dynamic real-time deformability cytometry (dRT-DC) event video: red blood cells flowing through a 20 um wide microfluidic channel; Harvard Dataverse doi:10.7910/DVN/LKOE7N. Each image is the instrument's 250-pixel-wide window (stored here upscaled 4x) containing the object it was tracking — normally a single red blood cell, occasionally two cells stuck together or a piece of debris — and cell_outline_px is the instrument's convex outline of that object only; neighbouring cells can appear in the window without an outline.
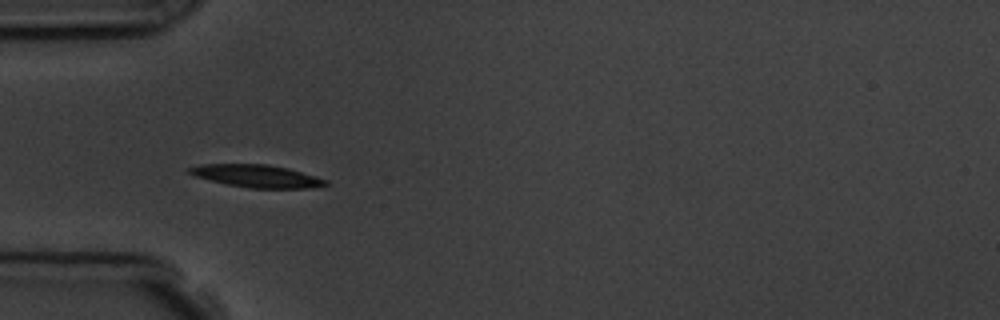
{"species": "common noctule bat (a hibernating species)", "species_latin": "Nyctalus noctula", "temperature_condition": "room temperature", "stored_images_in_passage": 4, "camera_frame_rate_fps": 3000, "um_per_image_px": 0.085, "animal": {"sex": "male", "body_mass_g": 19.5, "forearm_length_mm": 54.6}, "frame": {"image": 1, "passage_image": 3, "time_ms": 3.333, "image_size_px": [1000, 320], "cell_outline_px": [[328, 184], [312, 188], [248, 188], [224, 184], [196, 176], [188, 172], [188, 168], [200, 164], [268, 164], [288, 168], [316, 176], [328, 180]], "centroid_in_image_um": [21.84, 14.96], "position_along_channel_um": 63.2, "area_um2": 17.98}}